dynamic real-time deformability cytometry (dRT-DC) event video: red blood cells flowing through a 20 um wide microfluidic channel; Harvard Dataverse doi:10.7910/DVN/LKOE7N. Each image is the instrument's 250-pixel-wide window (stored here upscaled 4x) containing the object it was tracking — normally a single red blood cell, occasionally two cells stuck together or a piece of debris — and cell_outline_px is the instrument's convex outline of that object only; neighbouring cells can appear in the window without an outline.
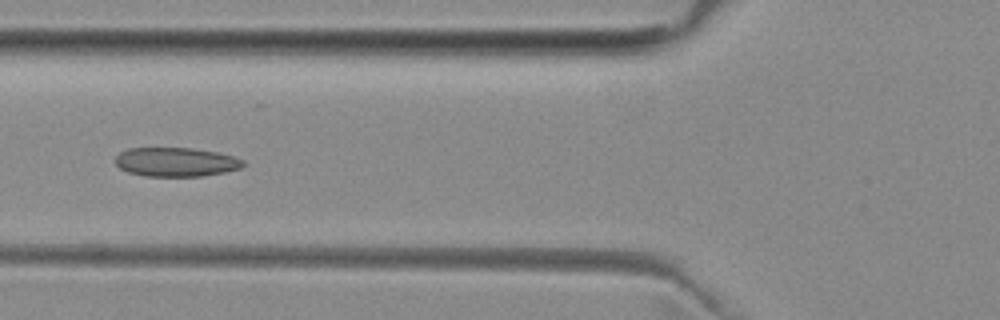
{"species": "common noctule bat (a hibernating species)", "species_latin": "Nyctalus noctula", "temperature_condition": "room temperature", "stored_images_in_passage": 3, "camera_frame_rate_fps": 3000, "um_per_image_px": 0.085, "animal": {"sex": "female", "body_mass_g": 29.2, "forearm_length_mm": 56.3}, "frame": {"image": 1, "passage_image": 3, "time_ms": 2.0, "image_size_px": [1000, 320], "cell_outline_px": [[244, 168], [204, 176], [144, 176], [128, 172], [120, 168], [116, 164], [116, 156], [120, 152], [128, 148], [192, 148], [216, 152], [232, 156], [244, 160]], "centroid_in_image_um": [14.97, 13.77], "position_along_channel_um": 110.8, "area_um2": 21.68}}